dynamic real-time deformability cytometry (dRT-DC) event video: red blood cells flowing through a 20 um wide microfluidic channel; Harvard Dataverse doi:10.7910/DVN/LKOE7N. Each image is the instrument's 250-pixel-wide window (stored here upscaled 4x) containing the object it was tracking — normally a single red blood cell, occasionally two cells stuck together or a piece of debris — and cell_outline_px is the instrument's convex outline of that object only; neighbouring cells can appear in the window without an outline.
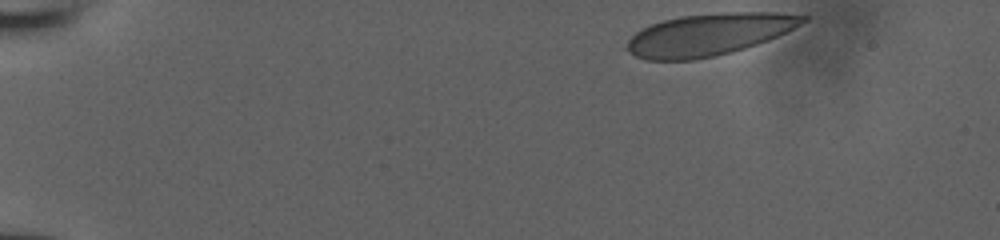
{"species": "human", "species_latin": "Homo sapiens", "temperature_condition": "room temperature", "stored_images_in_passage": 39, "camera_frame_rate_fps": 3000, "um_per_image_px": 0.085, "donor": {"sex": "male"}, "frame": {"image": 1, "passage_image": 1, "time_ms": 0.0, "image_size_px": [1000, 240], "cell_outline_px": [[808, 20], [768, 40], [732, 52], [716, 56], [692, 60], [644, 60], [628, 52], [624, 48], [628, 40], [636, 32], [652, 24], [664, 20], [680, 16], [724, 12], [776, 12], [808, 16]], "centroid_in_image_um": [60.22, 2.94], "position_along_channel_um": 24.8, "area_um2": 42.89}}
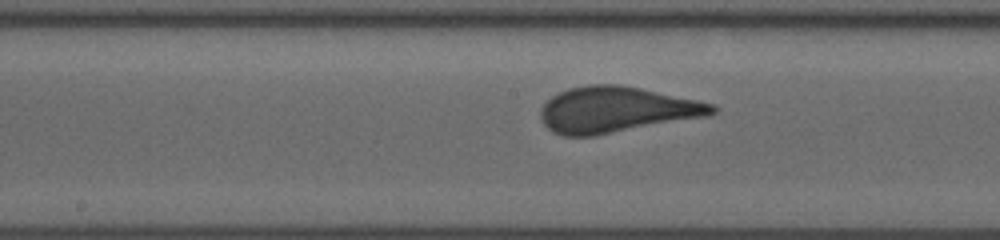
{"frame": {"image": 2, "passage_image": 22, "time_ms": 7.0, "image_size_px": [1000, 240], "cell_outline_px": [[720, 108], [716, 112], [704, 116], [596, 136], [564, 136], [552, 132], [544, 124], [540, 116], [540, 108], [552, 96], [568, 88], [588, 84], [620, 84], [640, 88], [716, 104]], "centroid_in_image_um": [52.36, 9.32], "position_along_channel_um": 195.8, "area_um2": 45.78}}
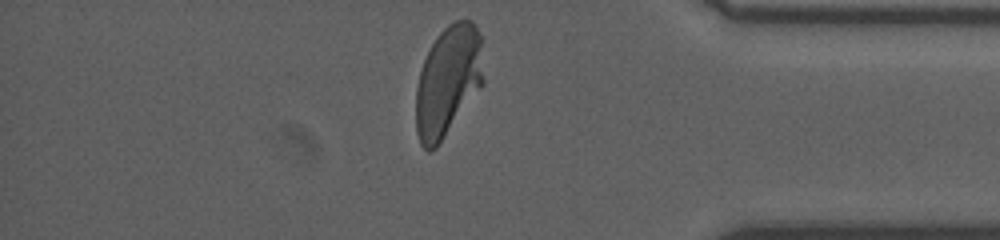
{"frame": {"image": 3, "passage_image": 38, "time_ms": 12.333, "image_size_px": [1000, 240], "cell_outline_px": [[484, 84], [436, 148], [428, 152], [420, 144], [416, 132], [416, 88], [420, 72], [424, 60], [436, 36], [448, 24], [456, 20], [472, 20], [476, 24], [480, 36], [484, 80]], "centroid_in_image_um": [38.08, 6.9], "position_along_channel_um": 397.1, "area_um2": 43.7}}